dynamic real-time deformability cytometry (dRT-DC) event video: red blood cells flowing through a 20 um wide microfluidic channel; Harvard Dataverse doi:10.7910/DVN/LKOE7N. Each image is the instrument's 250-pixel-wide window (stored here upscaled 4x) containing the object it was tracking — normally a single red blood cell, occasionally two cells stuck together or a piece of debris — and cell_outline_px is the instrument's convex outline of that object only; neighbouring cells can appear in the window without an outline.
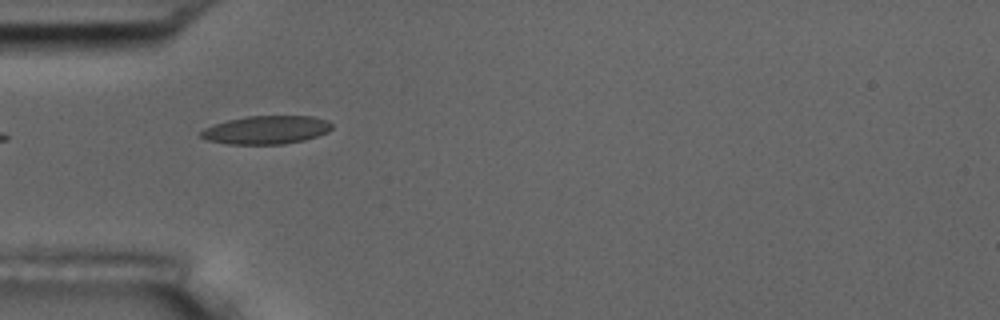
{"species": "common noctule bat (a hibernating species)", "species_latin": "Nyctalus noctula", "temperature_condition": "room temperature", "stored_images_in_passage": 3, "camera_frame_rate_fps": 3000, "um_per_image_px": 0.085, "animal": {"sex": "male", "body_mass_g": 17.5, "forearm_length_mm": 52.3}, "frame": {"image": 1, "passage_image": 2, "time_ms": 1.0, "image_size_px": [1000, 320], "cell_outline_px": [[332, 128], [328, 132], [304, 140], [284, 144], [228, 144], [208, 140], [200, 136], [200, 132], [204, 128], [228, 120], [248, 116], [312, 116], [328, 120], [332, 124]], "centroid_in_image_um": [22.66, 11.04], "position_along_channel_um": 62.3, "area_um2": 21.5}}